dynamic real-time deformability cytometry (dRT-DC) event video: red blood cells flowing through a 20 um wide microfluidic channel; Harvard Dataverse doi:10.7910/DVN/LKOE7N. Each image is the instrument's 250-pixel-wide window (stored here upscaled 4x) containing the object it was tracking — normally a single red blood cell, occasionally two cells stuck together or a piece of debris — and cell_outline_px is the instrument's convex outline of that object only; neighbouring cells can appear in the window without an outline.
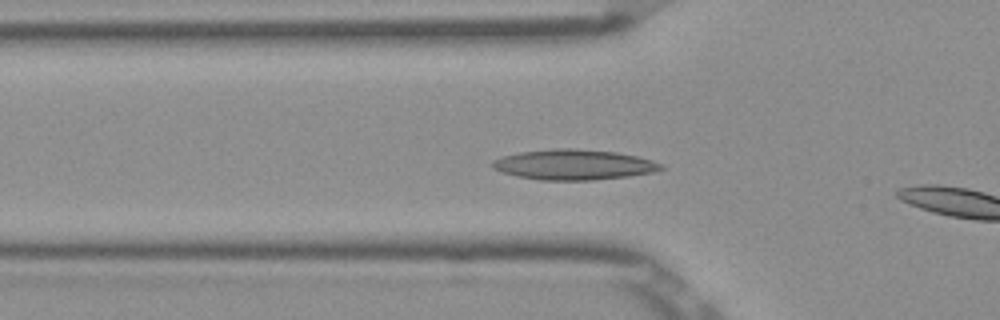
{"species": "Egyptian fruit bat (a non-hibernating species)", "species_latin": "Rousettus aegyptiacus", "temperature_condition": "room temperature", "stored_images_in_passage": 8, "camera_frame_rate_fps": 3000, "um_per_image_px": 0.085, "frame": {"image": 1, "passage_image": 6, "time_ms": 1.667, "image_size_px": [1000, 320], "cell_outline_px": [[664, 168], [652, 172], [628, 176], [592, 180], [540, 180], [516, 176], [492, 168], [492, 160], [500, 156], [520, 152], [552, 148], [576, 148], [616, 152], [636, 156], [652, 160], [664, 164]], "centroid_in_image_um": [48.75, 13.98], "position_along_channel_um": 77.0, "area_um2": 29.88}}